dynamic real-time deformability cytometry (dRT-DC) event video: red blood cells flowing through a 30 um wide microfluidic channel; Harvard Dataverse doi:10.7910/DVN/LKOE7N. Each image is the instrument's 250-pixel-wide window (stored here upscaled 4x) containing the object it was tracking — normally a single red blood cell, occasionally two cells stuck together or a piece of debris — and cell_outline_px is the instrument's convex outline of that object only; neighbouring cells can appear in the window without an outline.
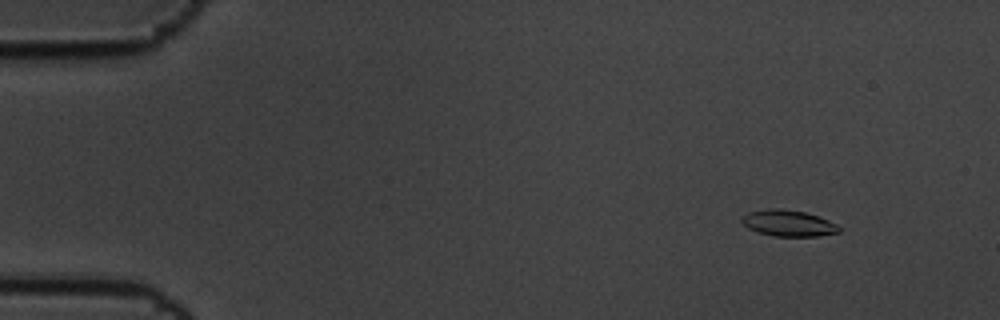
{"species": "common noctule bat (a hibernating species)", "species_latin": "Nyctalus noctula", "temperature_condition": "cold", "stored_images_in_passage": 6, "camera_frame_rate_fps": 3000, "um_per_image_px": 0.085, "animal": {"sex": "male", "body_mass_g": 19.5, "forearm_length_mm": 54.6}, "frame": {"image": 1, "passage_image": 2, "time_ms": 0.333, "image_size_px": [1000, 320], "cell_outline_px": [[840, 232], [820, 236], [772, 236], [756, 232], [748, 228], [740, 220], [748, 212], [768, 208], [780, 208], [804, 212], [828, 220], [836, 224], [840, 228]], "centroid_in_image_um": [66.99, 18.98], "position_along_channel_um": 18.0, "area_um2": 14.85}}
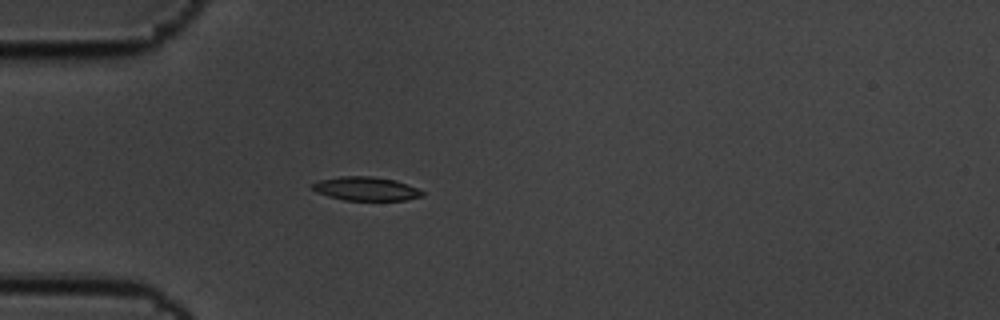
{"frame": {"image": 2, "passage_image": 5, "time_ms": 1.333, "image_size_px": [1000, 320], "cell_outline_px": [[424, 196], [404, 200], [344, 200], [328, 196], [316, 192], [312, 188], [312, 184], [320, 180], [340, 176], [372, 176], [396, 180], [408, 184], [424, 192]], "centroid_in_image_um": [31.12, 16.04], "position_along_channel_um": 53.9, "area_um2": 15.2}}